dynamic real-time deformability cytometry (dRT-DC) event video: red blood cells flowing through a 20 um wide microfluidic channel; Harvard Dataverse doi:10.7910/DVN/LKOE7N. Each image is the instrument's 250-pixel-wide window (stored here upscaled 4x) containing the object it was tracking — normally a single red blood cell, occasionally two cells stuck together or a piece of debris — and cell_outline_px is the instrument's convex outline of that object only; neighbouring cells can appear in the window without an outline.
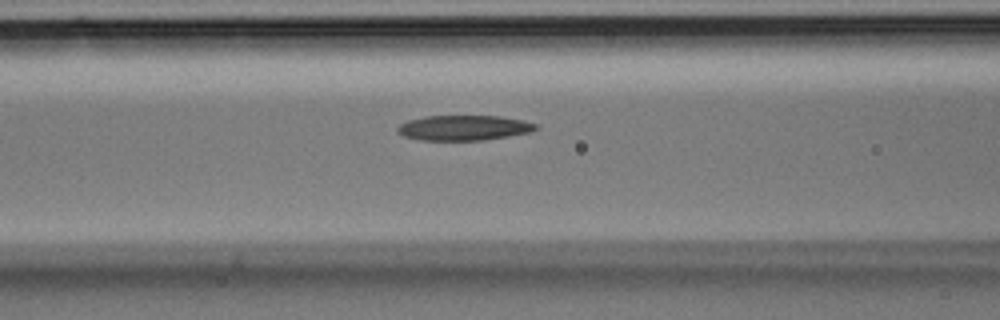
{"species": "Egyptian fruit bat (a non-hibernating species)", "species_latin": "Rousettus aegyptiacus", "temperature_condition": "room temperature", "stored_images_in_passage": 34, "camera_frame_rate_fps": 3000, "um_per_image_px": 0.085, "animal": {"sex": "male"}, "frame": {"image": 1, "passage_image": 15, "time_ms": 4.667, "image_size_px": [1000, 320], "cell_outline_px": [[540, 128], [532, 132], [484, 140], [420, 140], [404, 136], [396, 132], [396, 128], [400, 124], [408, 120], [424, 116], [500, 116], [524, 120], [536, 124]], "centroid_in_image_um": [39.43, 10.86], "position_along_channel_um": 127.2, "area_um2": 20.4}}
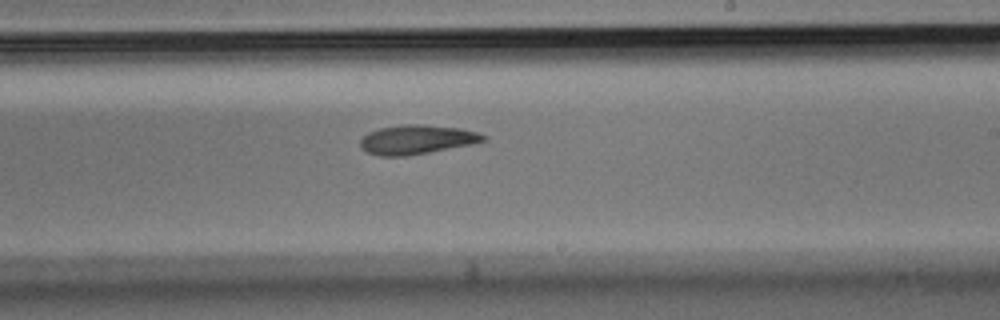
{"frame": {"image": 2, "passage_image": 22, "time_ms": 7.0, "image_size_px": [1000, 320], "cell_outline_px": [[488, 136], [484, 140], [472, 144], [408, 156], [380, 156], [368, 152], [360, 148], [360, 140], [368, 132], [380, 128], [404, 124], [420, 124], [460, 128], [476, 132]], "centroid_in_image_um": [35.4, 11.86], "position_along_channel_um": 253.6, "area_um2": 20.87}}
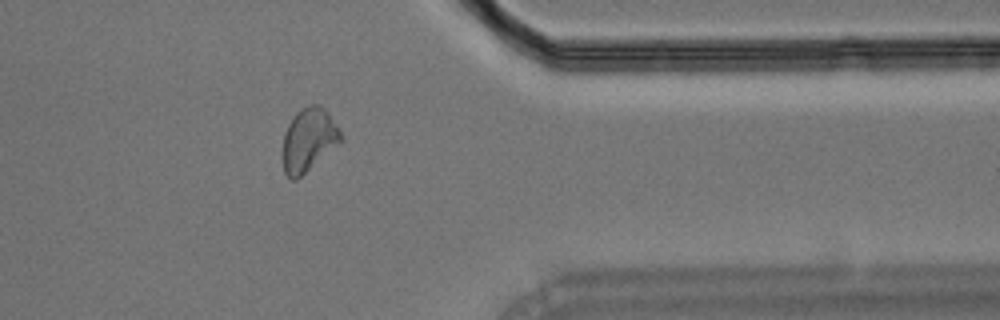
{"frame": {"image": 3, "passage_image": 30, "time_ms": 9.667, "image_size_px": [1000, 320], "cell_outline_px": [[344, 140], [296, 180], [292, 180], [284, 172], [284, 132], [292, 116], [296, 112], [312, 104], [320, 104], [328, 112], [340, 132]], "centroid_in_image_um": [26.25, 11.87], "position_along_channel_um": 385.2, "area_um2": 21.15}}